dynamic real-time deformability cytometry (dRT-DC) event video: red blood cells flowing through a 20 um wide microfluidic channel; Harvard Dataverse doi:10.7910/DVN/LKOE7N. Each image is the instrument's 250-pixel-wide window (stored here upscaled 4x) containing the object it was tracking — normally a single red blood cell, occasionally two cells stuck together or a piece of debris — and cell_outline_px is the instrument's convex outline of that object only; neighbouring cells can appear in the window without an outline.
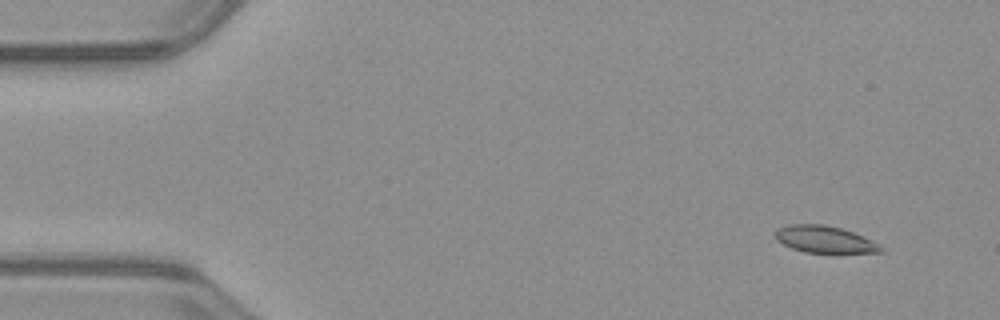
{"species": "common noctule bat (a hibernating species)", "species_latin": "Nyctalus noctula", "temperature_condition": "warm", "stored_images_in_passage": 53, "camera_frame_rate_fps": 3000, "um_per_image_px": 0.085, "animal": {"sex": "male", "body_mass_g": 23.1, "forearm_length_mm": 52.7}, "frame": {"image": 1, "passage_image": 5, "time_ms": 1.333, "image_size_px": [1000, 320], "cell_outline_px": [[884, 252], [804, 252], [792, 248], [776, 240], [776, 228], [788, 224], [824, 224], [840, 228], [864, 236], [880, 244], [884, 248]], "centroid_in_image_um": [70.1, 20.33], "position_along_channel_um": 14.9, "area_um2": 16.47}}
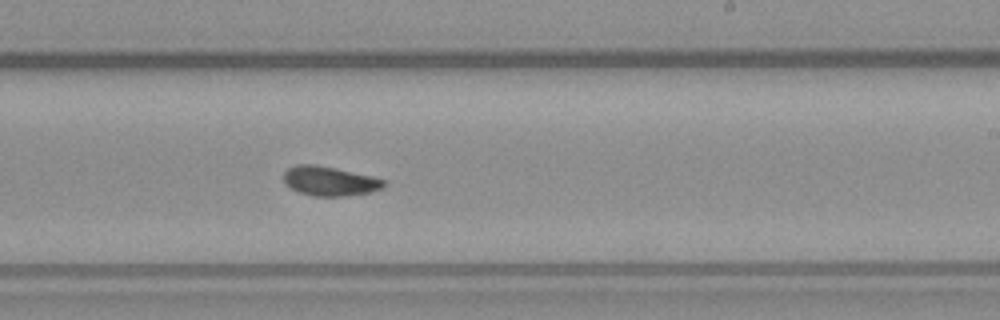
{"frame": {"image": 2, "passage_image": 32, "time_ms": 10.333, "image_size_px": [1000, 320], "cell_outline_px": [[388, 184], [384, 188], [372, 192], [344, 196], [312, 196], [300, 192], [292, 188], [284, 180], [284, 172], [288, 168], [296, 164], [316, 164], [336, 168], [372, 176], [384, 180]], "centroid_in_image_um": [28.07, 15.39], "position_along_channel_um": 260.9, "area_um2": 17.22}}
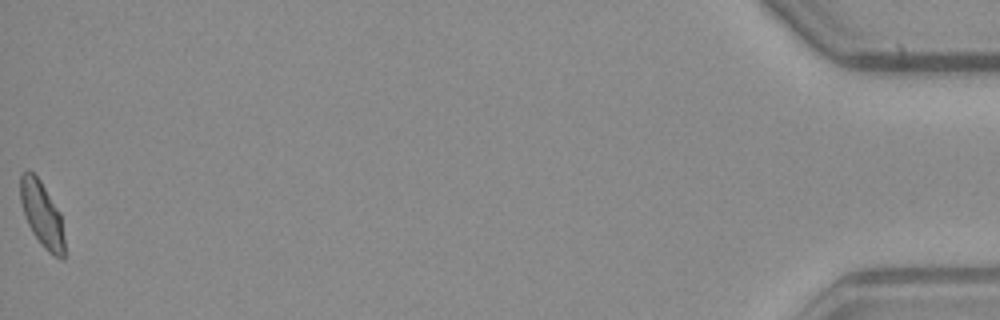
{"frame": {"image": 3, "passage_image": 53, "time_ms": 17.333, "image_size_px": [1000, 320], "cell_outline_px": [[64, 260], [60, 260], [48, 252], [44, 248], [32, 232], [28, 224], [20, 200], [20, 172], [28, 168], [40, 180], [60, 212], [64, 240]], "centroid_in_image_um": [3.56, 18.2], "position_along_channel_um": 431.6, "area_um2": 16.82}, "authors_computed_cell_mechanics": {"area_um2": 17.051, "velocity_mm_per_s": 3.9804, "shape_relaxation_time_tau1_ms": 7.2981, "shape_relaxation_time_tau2_ms": 1.3463, "deformation_change_tau1": 0.1933, "deformation_change_tau2": 0.046}}